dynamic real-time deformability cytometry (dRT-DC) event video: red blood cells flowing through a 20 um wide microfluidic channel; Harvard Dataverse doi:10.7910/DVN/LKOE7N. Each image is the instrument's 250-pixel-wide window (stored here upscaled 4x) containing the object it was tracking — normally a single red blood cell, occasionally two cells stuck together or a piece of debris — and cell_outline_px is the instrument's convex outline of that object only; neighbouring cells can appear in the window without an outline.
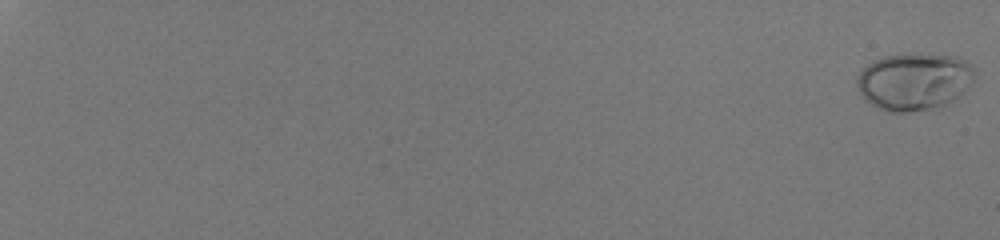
{"species": "human", "species_latin": "Homo sapiens", "temperature_condition": "room temperature", "stored_images_in_passage": 58, "camera_frame_rate_fps": 3000, "um_per_image_px": 0.085, "donor": {"sex": "male"}, "frame": {"image": 1, "passage_image": 1, "time_ms": 0.0, "image_size_px": [1000, 240], "cell_outline_px": [[976, 76], [952, 100], [936, 108], [908, 112], [888, 112], [864, 100], [856, 84], [856, 76], [872, 60], [884, 56], [912, 52], [956, 56], [968, 60], [972, 64]], "centroid_in_image_um": [77.67, 6.88], "position_along_channel_um": 7.3, "area_um2": 39.59}}
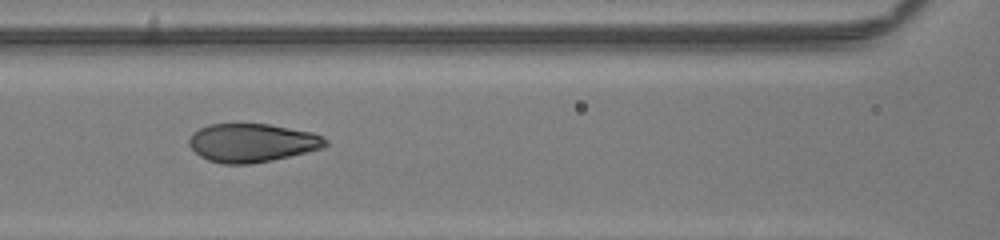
{"frame": {"image": 2, "passage_image": 33, "time_ms": 10.667, "image_size_px": [1000, 240], "cell_outline_px": [[328, 144], [324, 148], [272, 160], [252, 164], [220, 164], [208, 160], [200, 156], [188, 144], [188, 140], [192, 132], [208, 124], [268, 124], [312, 132], [328, 140]], "centroid_in_image_um": [21.41, 12.14], "position_along_channel_um": 145.2, "area_um2": 30.69}}
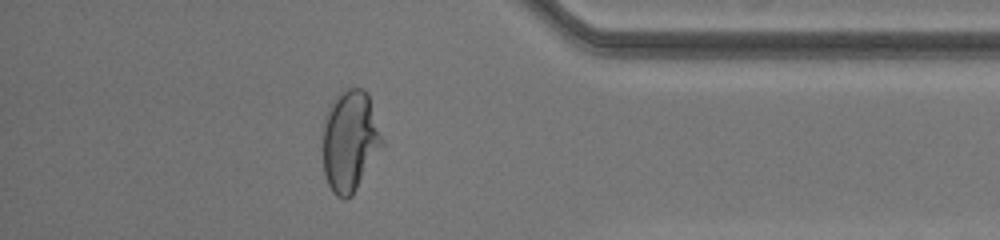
{"frame": {"image": 3, "passage_image": 53, "time_ms": 17.333, "image_size_px": [1000, 240], "cell_outline_px": [[384, 144], [352, 196], [344, 200], [336, 196], [332, 192], [328, 184], [324, 172], [324, 116], [332, 100], [344, 88], [364, 88], [368, 92], [384, 140]], "centroid_in_image_um": [29.76, 11.95], "position_along_channel_um": 405.4, "area_um2": 35.26}, "authors_computed_cell_mechanics": {"area_um2": 32.1368, "velocity_mm_per_s": 4.0918, "shape_relaxation_time_tau1_ms": 3.9551, "shape_relaxation_time_tau2_ms": null, "deformation_change_tau1": 0.2041, "deformation_change_tau2": null}}